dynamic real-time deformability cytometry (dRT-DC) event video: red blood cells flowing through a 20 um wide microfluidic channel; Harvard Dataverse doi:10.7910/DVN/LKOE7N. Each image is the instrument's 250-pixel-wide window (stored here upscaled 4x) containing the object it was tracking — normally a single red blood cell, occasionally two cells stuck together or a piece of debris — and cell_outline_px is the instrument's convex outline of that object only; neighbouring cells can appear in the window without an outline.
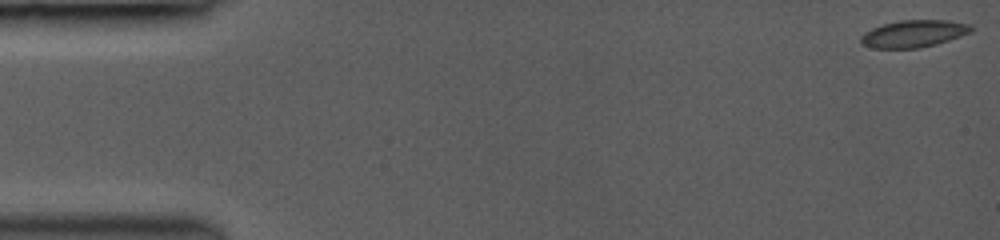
{"species": "common noctule bat (a hibernating species)", "species_latin": "Nyctalus noctula", "temperature_condition": "room temperature", "stored_images_in_passage": 6, "camera_frame_rate_fps": 3000, "um_per_image_px": 0.085, "animal": {"sex": "female", "body_mass_g": 19.0, "forearm_length_mm": 53.3}, "frame": {"image": 1, "passage_image": 1, "time_ms": 0.0, "image_size_px": [1000, 240], "cell_outline_px": [[972, 32], [936, 44], [920, 48], [872, 48], [860, 44], [860, 36], [864, 32], [872, 28], [884, 24], [900, 20], [948, 20], [972, 24]], "centroid_in_image_um": [77.65, 2.86], "position_along_channel_um": 7.3, "area_um2": 17.57}}
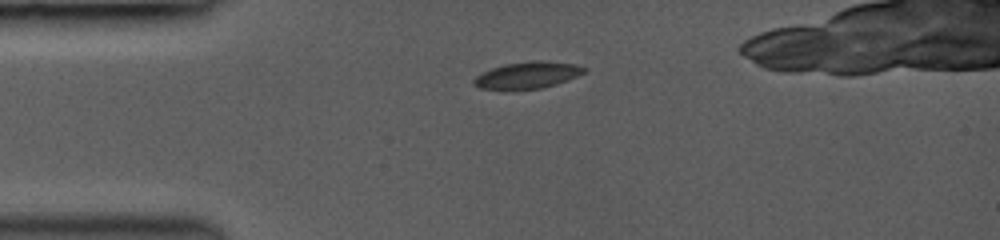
{"frame": {"image": 2, "passage_image": 5, "time_ms": 3.667, "image_size_px": [1000, 240], "cell_outline_px": [[588, 68], [584, 72], [568, 80], [556, 84], [540, 88], [512, 92], [508, 92], [480, 88], [472, 84], [472, 80], [476, 76], [492, 68], [504, 64], [536, 60], [544, 60], [576, 64]], "centroid_in_image_um": [44.79, 6.42], "position_along_channel_um": 40.2, "area_um2": 17.74}}